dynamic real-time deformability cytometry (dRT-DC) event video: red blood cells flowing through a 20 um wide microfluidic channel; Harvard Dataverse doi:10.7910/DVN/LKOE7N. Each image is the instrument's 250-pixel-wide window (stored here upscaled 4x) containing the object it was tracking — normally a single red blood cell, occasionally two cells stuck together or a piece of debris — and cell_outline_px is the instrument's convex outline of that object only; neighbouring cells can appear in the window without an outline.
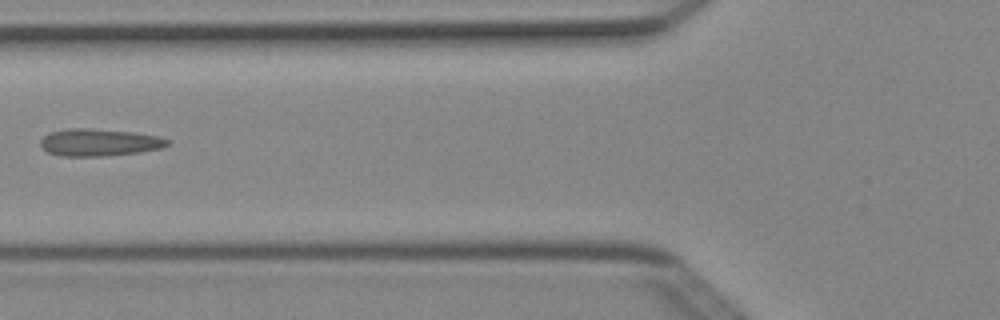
{"species": "Egyptian fruit bat (a non-hibernating species)", "species_latin": "Rousettus aegyptiacus", "temperature_condition": "cold", "stored_images_in_passage": 6, "camera_frame_rate_fps": 3000, "um_per_image_px": 0.085, "animal": {"sex": "female"}, "frame": {"image": 1, "passage_image": 5, "time_ms": 1.333, "image_size_px": [1000, 320], "cell_outline_px": [[172, 140], [164, 148], [140, 152], [100, 156], [60, 156], [48, 152], [40, 144], [40, 140], [44, 136], [52, 132], [68, 128], [84, 128], [136, 132], [160, 136]], "centroid_in_image_um": [8.49, 12.1], "position_along_channel_um": 117.3, "area_um2": 20.23}}
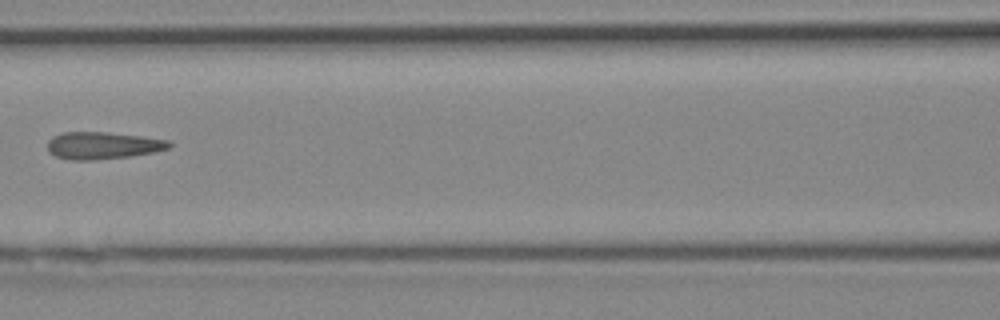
{"frame": {"image": 2, "passage_image": 6, "time_ms": 1.667, "image_size_px": [1000, 320], "cell_outline_px": [[172, 144], [168, 148], [152, 152], [132, 156], [96, 160], [68, 160], [56, 156], [48, 152], [48, 140], [52, 136], [64, 132], [108, 132], [140, 136], [168, 140]], "centroid_in_image_um": [8.69, 12.37], "position_along_channel_um": 157.9, "area_um2": 19.31}}